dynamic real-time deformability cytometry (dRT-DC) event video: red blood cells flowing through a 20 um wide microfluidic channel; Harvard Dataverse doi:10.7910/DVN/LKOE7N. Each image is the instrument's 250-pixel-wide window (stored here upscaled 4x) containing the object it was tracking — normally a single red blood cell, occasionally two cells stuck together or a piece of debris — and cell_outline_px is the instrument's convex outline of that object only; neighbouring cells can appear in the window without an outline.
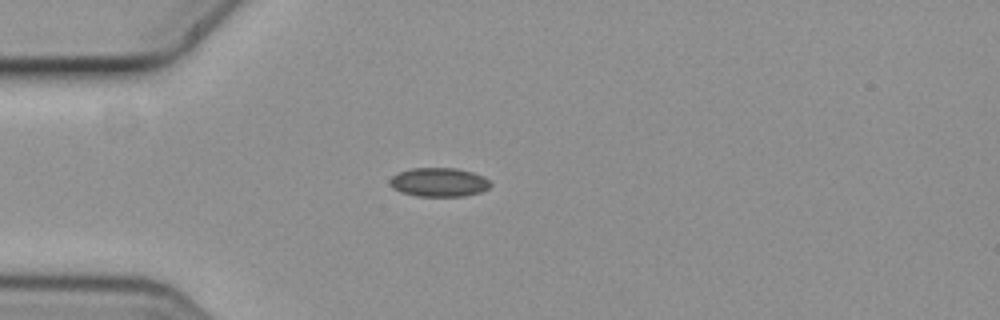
{"species": "common noctule bat (a hibernating species)", "species_latin": "Nyctalus noctula", "temperature_condition": "cold", "stored_images_in_passage": 6, "camera_frame_rate_fps": 3000, "um_per_image_px": 0.085, "animal": {"sex": "female", "body_mass_g": 19.3, "forearm_length_mm": 54.1}, "frame": {"image": 1, "passage_image": 5, "time_ms": 1.333, "image_size_px": [1000, 320], "cell_outline_px": [[492, 184], [488, 188], [480, 192], [464, 196], [416, 196], [400, 192], [392, 188], [388, 184], [388, 180], [392, 176], [400, 172], [412, 168], [456, 168], [472, 172], [484, 176]], "centroid_in_image_um": [37.28, 15.49], "position_along_channel_um": 47.7, "area_um2": 17.05}}